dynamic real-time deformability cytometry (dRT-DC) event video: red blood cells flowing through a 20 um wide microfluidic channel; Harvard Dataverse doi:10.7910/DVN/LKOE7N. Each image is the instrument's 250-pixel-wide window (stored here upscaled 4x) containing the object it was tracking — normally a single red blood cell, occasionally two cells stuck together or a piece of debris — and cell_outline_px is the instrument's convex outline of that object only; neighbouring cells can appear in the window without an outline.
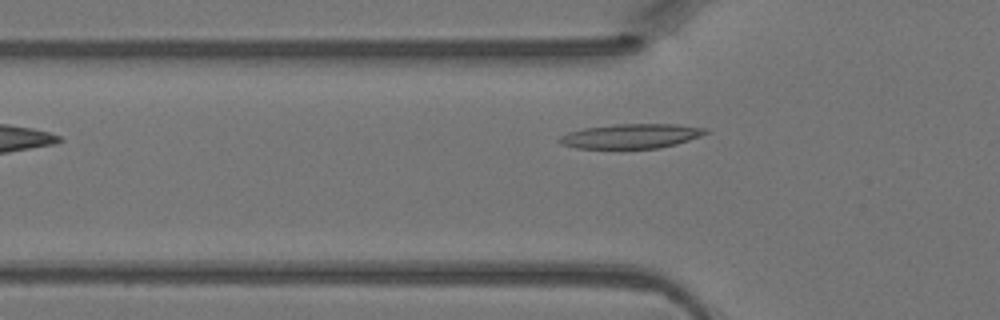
{"species": "Egyptian fruit bat (a non-hibernating species)", "species_latin": "Rousettus aegyptiacus", "temperature_condition": "warm", "stored_images_in_passage": 6, "camera_frame_rate_fps": 3000, "um_per_image_px": 0.085, "animal": {"sex": "female"}, "frame": {"image": 1, "passage_image": 5, "time_ms": 1.333, "image_size_px": [1000, 320], "cell_outline_px": [[708, 132], [700, 136], [676, 144], [660, 148], [576, 148], [560, 144], [556, 140], [560, 136], [568, 132], [584, 128], [612, 124], [676, 124], [708, 128]], "centroid_in_image_um": [53.62, 11.56], "position_along_channel_um": 72.2, "area_um2": 20.98}}
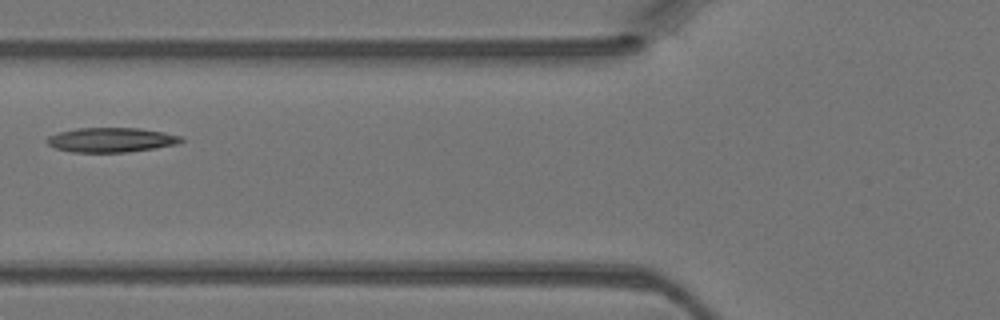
{"frame": {"image": 2, "passage_image": 6, "time_ms": 1.667, "image_size_px": [1000, 320], "cell_outline_px": [[184, 140], [176, 144], [128, 152], [72, 152], [56, 148], [48, 144], [44, 140], [48, 136], [60, 132], [76, 128], [140, 128], [164, 132], [180, 136]], "centroid_in_image_um": [9.42, 11.88], "position_along_channel_um": 116.4, "area_um2": 19.07}}